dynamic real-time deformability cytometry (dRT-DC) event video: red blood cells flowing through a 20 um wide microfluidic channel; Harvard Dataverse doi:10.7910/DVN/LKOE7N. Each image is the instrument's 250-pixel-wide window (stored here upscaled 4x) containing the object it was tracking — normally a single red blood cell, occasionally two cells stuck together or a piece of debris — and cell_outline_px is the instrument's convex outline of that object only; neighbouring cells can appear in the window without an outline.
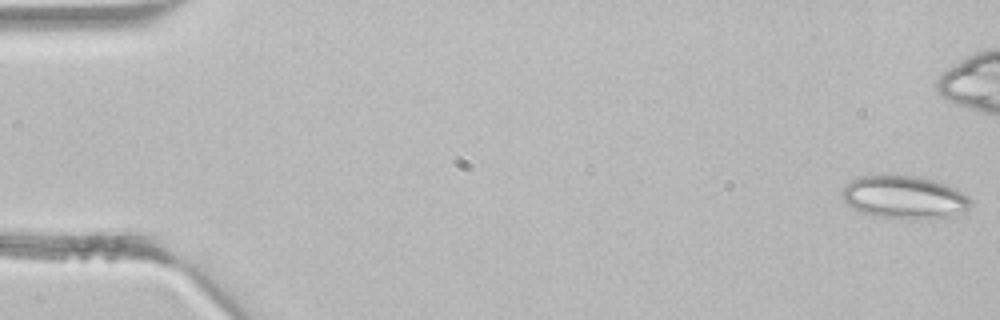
{"species": "common noctule bat (a hibernating species)", "species_latin": "Nyctalus noctula", "temperature_condition": "room temperature", "stored_images_in_passage": 44, "camera_frame_rate_fps": 3000, "um_per_image_px": 0.085, "animal": {"sex": "male", "body_mass_g": 21.5, "forearm_length_mm": 52.0}, "frame": {"image": 1, "passage_image": 1, "time_ms": 0.0, "image_size_px": [1000, 320], "cell_outline_px": [[972, 204], [964, 212], [948, 216], [908, 220], [872, 216], [860, 212], [852, 208], [844, 200], [840, 192], [856, 176], [884, 172], [920, 176], [936, 180], [956, 188], [968, 196], [972, 200]], "centroid_in_image_um": [76.83, 16.73], "position_along_channel_um": 8.2, "area_um2": 33.35}}
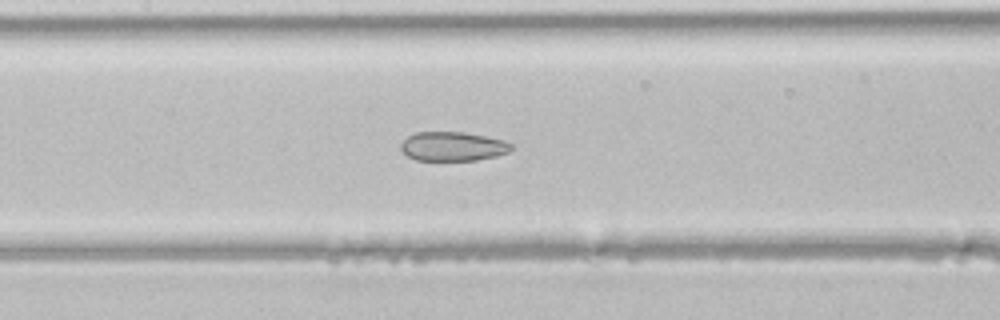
{"frame": {"image": 2, "passage_image": 20, "time_ms": 6.333, "image_size_px": [1000, 320], "cell_outline_px": [[512, 148], [508, 152], [496, 156], [476, 160], [416, 160], [408, 156], [400, 148], [400, 144], [408, 136], [416, 132], [464, 132], [504, 140], [512, 144]], "centroid_in_image_um": [38.48, 12.44], "position_along_channel_um": 168.9, "area_um2": 18.67}}
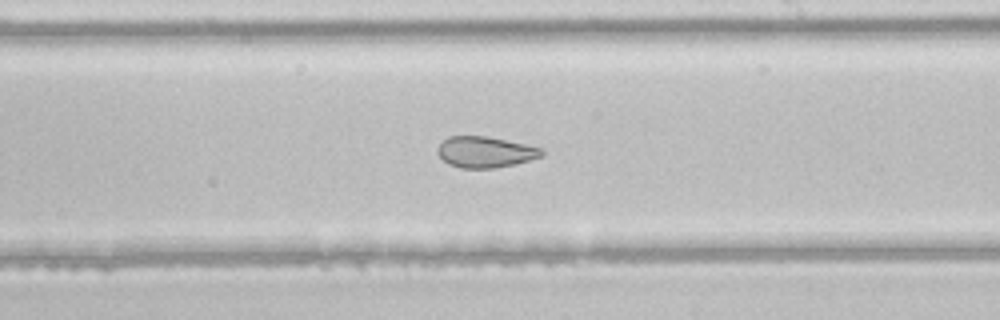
{"frame": {"image": 3, "passage_image": 25, "time_ms": 8.0, "image_size_px": [1000, 320], "cell_outline_px": [[544, 156], [516, 164], [492, 168], [460, 168], [448, 164], [436, 152], [436, 148], [448, 136], [488, 136], [524, 144], [540, 148], [544, 152]], "centroid_in_image_um": [41.23, 12.92], "position_along_channel_um": 247.8, "area_um2": 18.84}}